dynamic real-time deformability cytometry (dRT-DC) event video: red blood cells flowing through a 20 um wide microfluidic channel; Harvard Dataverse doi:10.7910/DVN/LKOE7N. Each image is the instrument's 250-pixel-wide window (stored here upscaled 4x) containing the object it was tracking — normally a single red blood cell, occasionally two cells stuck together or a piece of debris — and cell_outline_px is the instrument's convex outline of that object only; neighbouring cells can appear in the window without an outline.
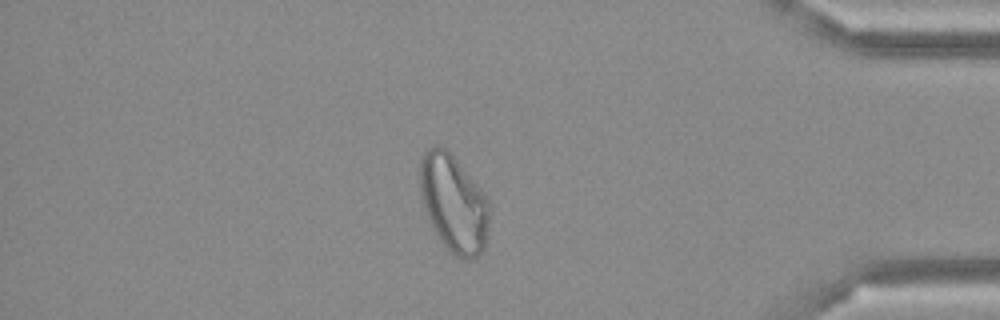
{"species": "Egyptian fruit bat (a non-hibernating species)", "species_latin": "Rousettus aegyptiacus", "temperature_condition": "cold", "stored_images_in_passage": 50, "camera_frame_rate_fps": 3000, "um_per_image_px": 0.085, "frame": {"image": 1, "passage_image": 43, "time_ms": 14.0, "image_size_px": [1000, 320], "cell_outline_px": [[488, 224], [484, 248], [472, 260], [464, 260], [456, 256], [440, 240], [432, 228], [420, 192], [420, 160], [424, 152], [432, 144], [440, 144], [452, 156], [488, 196]], "centroid_in_image_um": [38.55, 17.28], "position_along_channel_um": 396.6, "area_um2": 39.02}}